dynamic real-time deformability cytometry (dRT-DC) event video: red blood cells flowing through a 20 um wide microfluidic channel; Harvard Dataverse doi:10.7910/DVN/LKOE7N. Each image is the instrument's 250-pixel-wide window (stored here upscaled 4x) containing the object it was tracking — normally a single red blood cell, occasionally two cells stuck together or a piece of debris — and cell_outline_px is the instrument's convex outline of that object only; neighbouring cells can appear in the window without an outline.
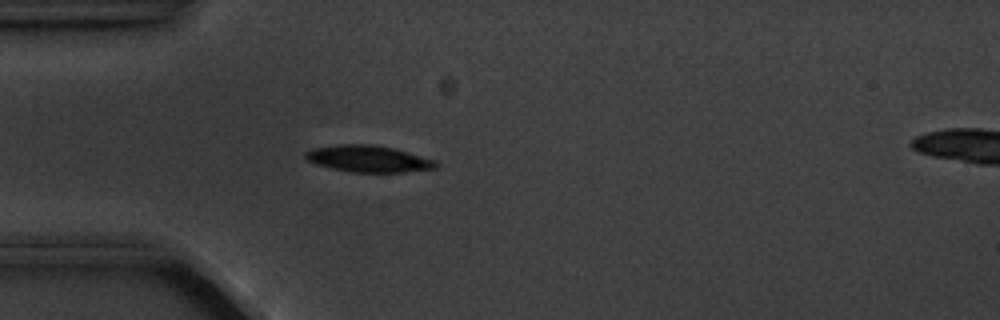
{"species": "common noctule bat (a hibernating species)", "species_latin": "Nyctalus noctula", "temperature_condition": "cold", "stored_images_in_passage": 5, "segment_of_instrument_passage": [1, 2], "camera_frame_rate_fps": 3000, "um_per_image_px": 0.085, "animal": {"sex": "male", "body_mass_g": 20.1, "forearm_length_mm": 53.5}, "frame": {"image": 1, "passage_image": 4, "time_ms": 4.333, "image_size_px": [1000, 320], "cell_outline_px": [[440, 164], [436, 168], [404, 172], [352, 172], [332, 168], [316, 164], [304, 160], [304, 152], [312, 148], [340, 144], [376, 144], [392, 148], [436, 160]], "centroid_in_image_um": [31.28, 13.49], "position_along_channel_um": 53.7, "area_um2": 20.35}}